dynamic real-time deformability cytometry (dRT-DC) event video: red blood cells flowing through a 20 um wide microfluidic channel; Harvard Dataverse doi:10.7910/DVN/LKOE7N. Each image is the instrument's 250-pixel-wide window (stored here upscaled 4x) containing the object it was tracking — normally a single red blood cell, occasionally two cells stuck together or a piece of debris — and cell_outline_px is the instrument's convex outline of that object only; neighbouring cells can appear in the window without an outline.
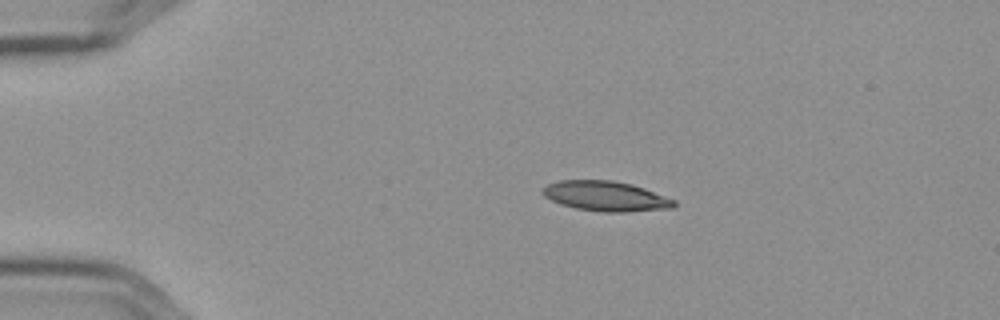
{"species": "Egyptian fruit bat (a non-hibernating species)", "species_latin": "Rousettus aegyptiacus", "temperature_condition": "cold", "stored_images_in_passage": 46, "camera_frame_rate_fps": 3000, "um_per_image_px": 0.085, "frame": {"image": 1, "passage_image": 1, "time_ms": 0.0, "image_size_px": [1000, 320], "cell_outline_px": [[676, 208], [628, 212], [604, 212], [576, 208], [560, 204], [544, 196], [540, 192], [540, 188], [548, 184], [560, 180], [612, 180], [632, 184], [644, 188], [676, 200]], "centroid_in_image_um": [51.5, 16.67], "position_along_channel_um": 33.5, "area_um2": 23.18}}
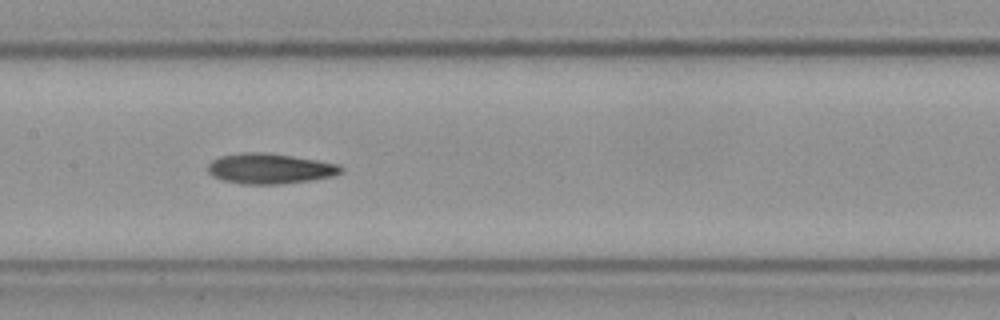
{"frame": {"image": 2, "passage_image": 18, "time_ms": 5.667, "image_size_px": [1000, 320], "cell_outline_px": [[344, 172], [332, 176], [308, 180], [280, 184], [244, 184], [224, 180], [212, 176], [208, 172], [208, 164], [212, 160], [220, 156], [240, 152], [264, 152], [292, 156], [340, 164], [344, 168]], "centroid_in_image_um": [22.94, 14.32], "position_along_channel_um": 184.5, "area_um2": 23.52}}
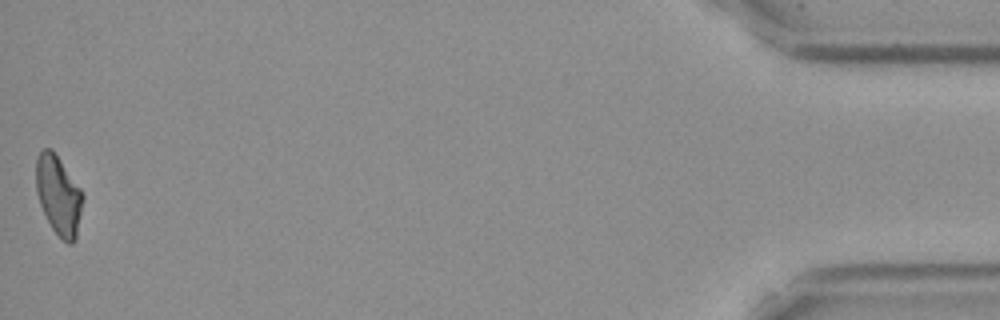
{"frame": {"image": 3, "passage_image": 46, "time_ms": 15.0, "image_size_px": [1000, 320], "cell_outline_px": [[84, 196], [76, 236], [72, 244], [68, 244], [52, 228], [40, 204], [36, 192], [36, 156], [44, 148], [52, 148], [80, 188]], "centroid_in_image_um": [4.96, 16.56], "position_along_channel_um": 430.2, "area_um2": 21.33}}